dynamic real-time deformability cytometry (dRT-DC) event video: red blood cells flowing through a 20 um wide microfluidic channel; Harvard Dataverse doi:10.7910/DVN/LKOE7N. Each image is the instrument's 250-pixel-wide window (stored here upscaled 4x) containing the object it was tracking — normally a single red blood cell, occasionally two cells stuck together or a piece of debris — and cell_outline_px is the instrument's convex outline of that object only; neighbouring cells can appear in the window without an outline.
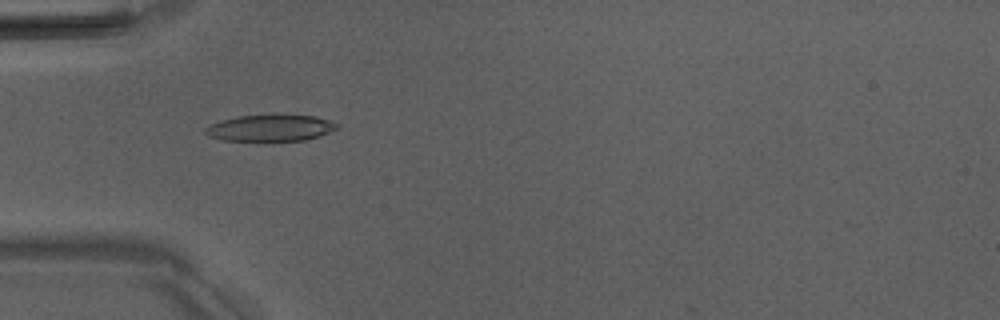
{"species": "Egyptian fruit bat (a non-hibernating species)", "species_latin": "Rousettus aegyptiacus", "temperature_condition": "room temperature", "stored_images_in_passage": 4, "camera_frame_rate_fps": 3000, "um_per_image_px": 0.085, "animal": {"sex": "male"}, "frame": {"image": 1, "passage_image": 1, "time_ms": 0.0, "image_size_px": [1000, 320], "cell_outline_px": [[340, 128], [320, 136], [304, 140], [220, 140], [208, 136], [204, 132], [204, 128], [208, 124], [220, 120], [240, 116], [316, 116], [340, 124]], "centroid_in_image_um": [22.97, 10.89], "position_along_channel_um": 62.0, "area_um2": 20.06}}